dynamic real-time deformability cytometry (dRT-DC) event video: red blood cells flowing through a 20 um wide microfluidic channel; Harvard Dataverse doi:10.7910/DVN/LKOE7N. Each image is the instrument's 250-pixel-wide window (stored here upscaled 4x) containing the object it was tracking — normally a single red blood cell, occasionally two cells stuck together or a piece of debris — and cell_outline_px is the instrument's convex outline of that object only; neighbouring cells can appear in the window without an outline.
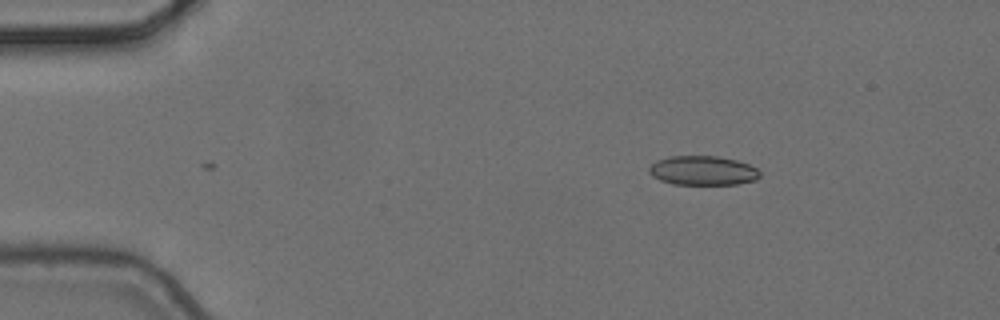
{"species": "common noctule bat (a hibernating species)", "species_latin": "Nyctalus noctula", "temperature_condition": "cold", "stored_images_in_passage": 2, "camera_frame_rate_fps": 3000, "um_per_image_px": 0.085, "animal": {"sex": "female", "body_mass_g": 24.6, "forearm_length_mm": 56.2}, "frame": {"image": 1, "passage_image": 2, "time_ms": 0.333, "image_size_px": [1000, 320], "cell_outline_px": [[760, 176], [756, 180], [736, 184], [672, 184], [660, 180], [652, 176], [648, 172], [648, 168], [656, 160], [668, 156], [716, 156], [736, 160], [748, 164], [756, 168], [760, 172]], "centroid_in_image_um": [59.71, 14.49], "position_along_channel_um": 25.3, "area_um2": 18.96}}